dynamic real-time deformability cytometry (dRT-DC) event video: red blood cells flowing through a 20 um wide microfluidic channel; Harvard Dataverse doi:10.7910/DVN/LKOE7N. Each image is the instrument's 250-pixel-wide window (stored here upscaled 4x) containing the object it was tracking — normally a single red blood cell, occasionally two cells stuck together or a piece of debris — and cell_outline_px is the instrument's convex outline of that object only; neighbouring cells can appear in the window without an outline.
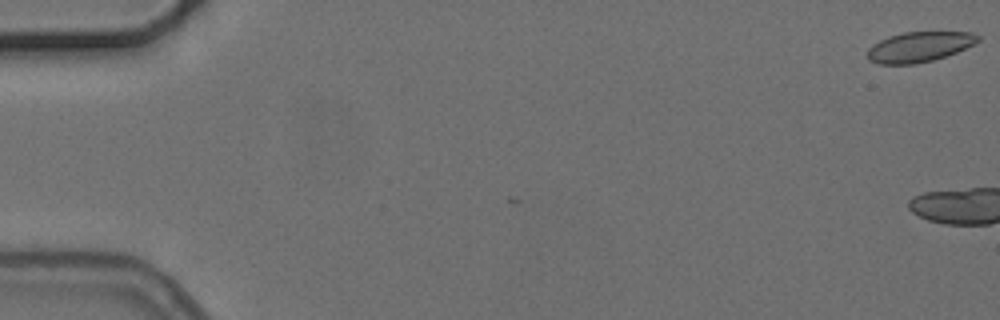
{"species": "common noctule bat (a hibernating species)", "species_latin": "Nyctalus noctula", "temperature_condition": "cold", "stored_images_in_passage": 7, "camera_frame_rate_fps": 3000, "um_per_image_px": 0.085, "animal": {"sex": "female", "body_mass_g": 24.6, "forearm_length_mm": 56.2}, "frame": {"image": 1, "passage_image": 1, "time_ms": 0.0, "image_size_px": [1000, 320], "cell_outline_px": [[980, 40], [956, 52], [932, 60], [916, 64], [876, 64], [868, 60], [868, 48], [872, 44], [888, 36], [904, 32], [972, 32], [980, 36]], "centroid_in_image_um": [78.09, 3.98], "position_along_channel_um": 6.9, "area_um2": 19.36}}
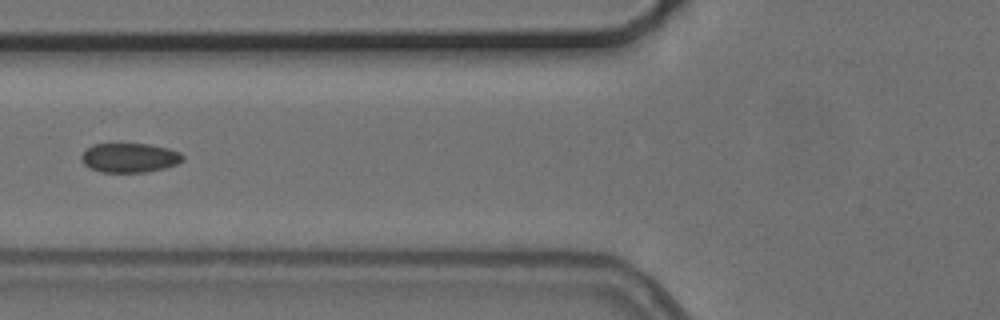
{"frame": {"image": 2, "passage_image": 7, "time_ms": 8.333, "image_size_px": [1000, 320], "cell_outline_px": [[184, 160], [176, 164], [164, 168], [148, 172], [100, 172], [84, 164], [80, 156], [92, 144], [148, 144], [168, 148], [180, 152], [184, 156]], "centroid_in_image_um": [11.04, 13.41], "position_along_channel_um": 114.8, "area_um2": 17.28}}